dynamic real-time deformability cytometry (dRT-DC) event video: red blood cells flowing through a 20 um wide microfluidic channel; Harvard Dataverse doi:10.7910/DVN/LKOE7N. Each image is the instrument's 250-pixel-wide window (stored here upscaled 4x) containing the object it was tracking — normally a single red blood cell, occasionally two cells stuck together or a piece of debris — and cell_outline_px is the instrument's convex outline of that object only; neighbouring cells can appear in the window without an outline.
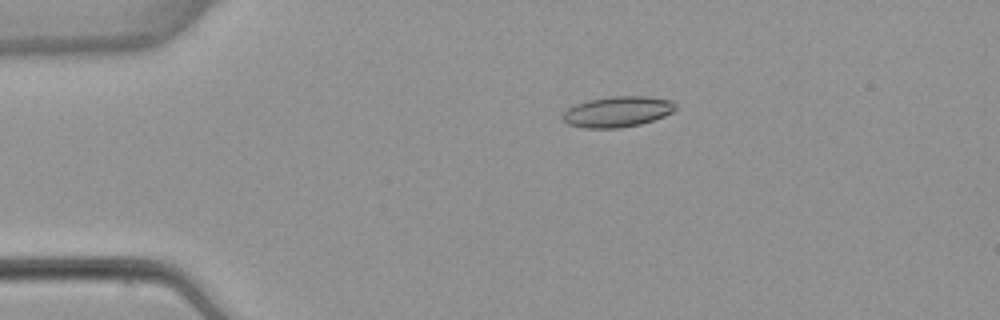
{"species": "common noctule bat (a hibernating species)", "species_latin": "Nyctalus noctula", "temperature_condition": "warm", "stored_images_in_passage": 2, "camera_frame_rate_fps": 3000, "um_per_image_px": 0.085, "animal": {"sex": "female", "body_mass_g": 22.7, "forearm_length_mm": 54.2}, "frame": {"image": 1, "passage_image": 1, "time_ms": 0.0, "image_size_px": [1000, 320], "cell_outline_px": [[676, 108], [672, 112], [664, 116], [640, 124], [620, 128], [584, 128], [568, 124], [560, 116], [568, 108], [576, 104], [588, 100], [612, 96], [648, 96], [672, 100], [676, 104]], "centroid_in_image_um": [52.49, 9.49], "position_along_channel_um": 32.5, "area_um2": 20.23}}